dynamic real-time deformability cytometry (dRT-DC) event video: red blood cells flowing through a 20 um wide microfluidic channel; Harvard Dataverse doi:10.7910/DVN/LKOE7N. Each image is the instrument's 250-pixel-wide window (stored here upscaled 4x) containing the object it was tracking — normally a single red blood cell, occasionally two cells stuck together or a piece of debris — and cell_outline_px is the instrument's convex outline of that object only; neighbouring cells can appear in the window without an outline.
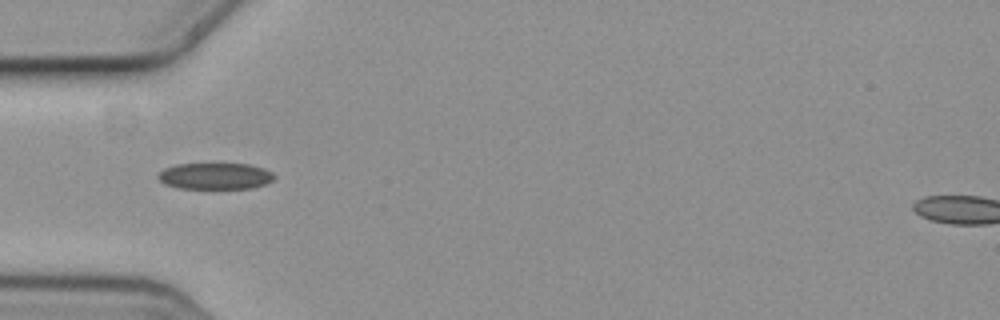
{"species": "common noctule bat (a hibernating species)", "species_latin": "Nyctalus noctula", "temperature_condition": "cold", "stored_images_in_passage": 1, "camera_frame_rate_fps": 3000, "um_per_image_px": 0.085, "animal": {"sex": "female", "body_mass_g": 19.3, "forearm_length_mm": 54.1}, "frame": {"image": 1, "passage_image": 1, "time_ms": 0.0, "image_size_px": [1000, 320], "cell_outline_px": [[276, 176], [272, 180], [264, 184], [252, 188], [180, 188], [164, 184], [156, 176], [164, 168], [176, 164], [248, 164], [272, 172]], "centroid_in_image_um": [18.26, 14.96], "position_along_channel_um": 66.7, "area_um2": 17.69}}